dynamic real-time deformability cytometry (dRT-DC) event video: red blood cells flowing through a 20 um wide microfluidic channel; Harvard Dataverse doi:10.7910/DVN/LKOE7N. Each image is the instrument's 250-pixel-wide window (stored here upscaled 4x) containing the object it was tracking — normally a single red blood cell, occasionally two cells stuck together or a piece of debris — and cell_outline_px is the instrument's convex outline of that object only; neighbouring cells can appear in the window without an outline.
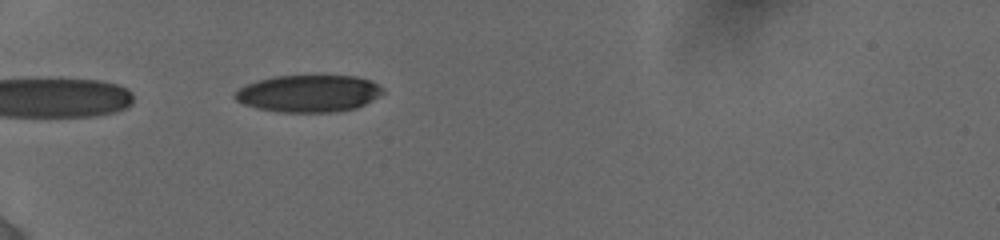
{"species": "human", "species_latin": "Homo sapiens", "temperature_condition": "cold", "stored_images_in_passage": 50, "camera_frame_rate_fps": 3000, "um_per_image_px": 0.085, "donor": {"sex": "female"}, "frame": {"image": 1, "passage_image": 1, "time_ms": 0.0, "image_size_px": [1000, 240], "cell_outline_px": [[384, 92], [372, 100], [356, 108], [336, 112], [276, 112], [256, 108], [244, 104], [236, 100], [232, 96], [240, 88], [248, 84], [272, 76], [356, 76], [372, 80], [380, 84], [384, 88]], "centroid_in_image_um": [26.26, 7.95], "position_along_channel_um": 58.7, "area_um2": 32.08}}
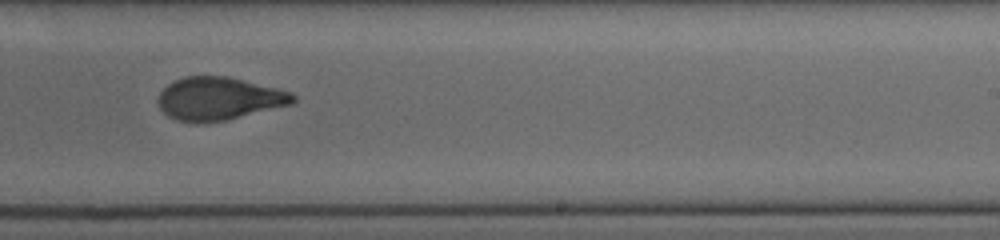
{"frame": {"image": 2, "passage_image": 27, "time_ms": 6.0, "image_size_px": [1000, 240], "cell_outline_px": [[296, 100], [292, 104], [228, 120], [196, 124], [176, 120], [168, 116], [160, 108], [156, 100], [160, 92], [168, 84], [184, 76], [228, 76], [292, 92], [296, 96]], "centroid_in_image_um": [18.59, 8.4], "position_along_channel_um": 270.4, "area_um2": 34.04}}
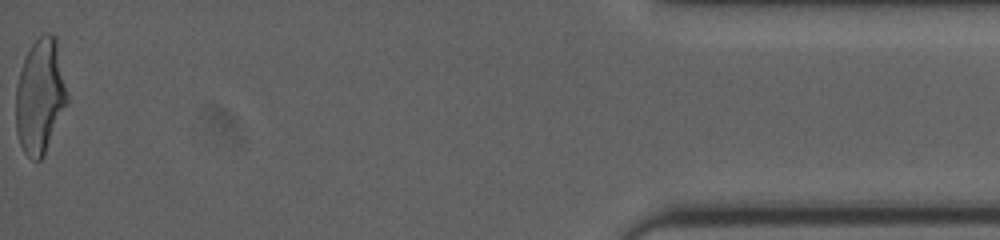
{"frame": {"image": 3, "passage_image": 50, "time_ms": 12.0, "image_size_px": [1000, 240], "cell_outline_px": [[68, 100], [44, 156], [40, 160], [32, 160], [24, 152], [20, 144], [16, 132], [16, 84], [24, 60], [32, 44], [44, 32], [48, 32], [56, 36], [68, 92]], "centroid_in_image_um": [3.42, 8.18], "position_along_channel_um": 431.8, "area_um2": 34.39}, "authors_computed_cell_mechanics": {"area_um2": 34.2754, "velocity_mm_per_s": 3.8848, "shape_relaxation_time_tau1_ms": 4.8832, "shape_relaxation_time_tau2_ms": 1.3291, "deformation_change_tau1": 0.1913, "deformation_change_tau2": 0.0772}}